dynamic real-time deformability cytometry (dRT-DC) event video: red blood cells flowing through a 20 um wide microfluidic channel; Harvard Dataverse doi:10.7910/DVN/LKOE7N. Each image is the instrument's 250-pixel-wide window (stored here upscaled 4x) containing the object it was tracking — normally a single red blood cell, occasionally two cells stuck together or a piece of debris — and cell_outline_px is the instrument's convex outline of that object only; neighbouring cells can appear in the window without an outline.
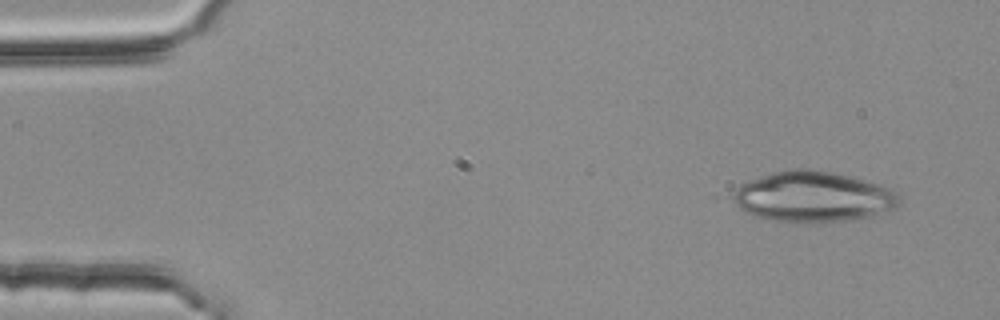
{"species": "common noctule bat (a hibernating species)", "species_latin": "Nyctalus noctula", "temperature_condition": "room temperature", "stored_images_in_passage": 4, "camera_frame_rate_fps": 3000, "um_per_image_px": 0.085, "animal": {"sex": "female", "body_mass_g": 25.1}, "frame": {"image": 1, "passage_image": 1, "time_ms": 0.0, "image_size_px": [1000, 320], "cell_outline_px": [[900, 204], [896, 208], [872, 216], [852, 220], [808, 224], [768, 220], [752, 216], [740, 208], [728, 196], [740, 184], [748, 180], [788, 168], [812, 168], [832, 172], [880, 184], [892, 188], [900, 196]], "centroid_in_image_um": [69.09, 16.74], "position_along_channel_um": 15.9, "area_um2": 50.11}}